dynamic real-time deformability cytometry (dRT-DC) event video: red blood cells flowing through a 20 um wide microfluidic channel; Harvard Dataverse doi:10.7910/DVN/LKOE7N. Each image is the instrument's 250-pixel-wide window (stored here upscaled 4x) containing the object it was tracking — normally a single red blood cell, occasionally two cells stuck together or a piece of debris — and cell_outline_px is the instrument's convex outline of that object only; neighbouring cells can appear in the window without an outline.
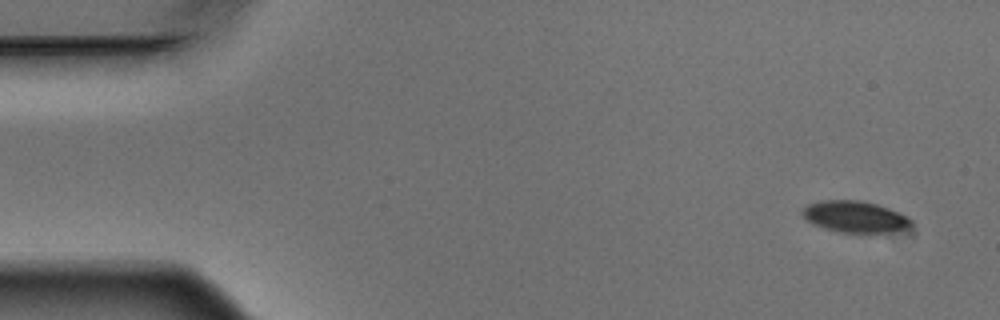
{"species": "Egyptian fruit bat (a non-hibernating species)", "species_latin": "Rousettus aegyptiacus", "temperature_condition": "warm", "stored_images_in_passage": 5, "camera_frame_rate_fps": 3000, "um_per_image_px": 0.085, "animal": {"sex": "male"}, "frame": {"image": 1, "passage_image": 1, "time_ms": 0.0, "image_size_px": [1000, 320], "cell_outline_px": [[916, 224], [908, 232], [840, 232], [824, 228], [812, 224], [800, 212], [808, 204], [820, 200], [860, 200], [876, 204], [900, 212], [908, 216]], "centroid_in_image_um": [72.78, 18.43], "position_along_channel_um": 12.2, "area_um2": 20.4}}
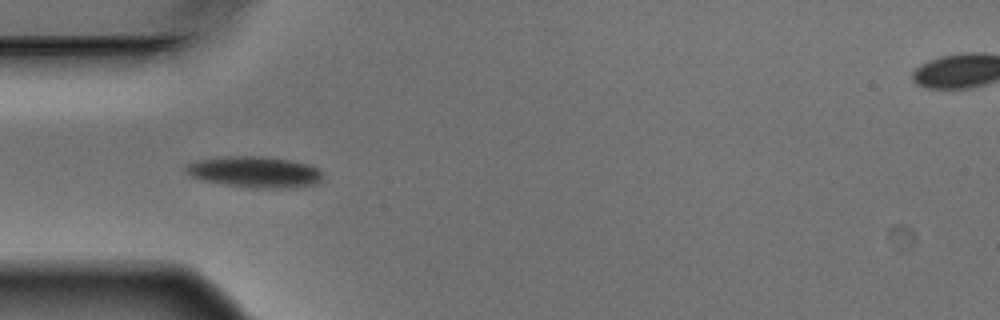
{"frame": {"image": 2, "passage_image": 4, "time_ms": 1.0, "image_size_px": [1000, 320], "cell_outline_px": [[324, 180], [316, 184], [296, 188], [252, 188], [224, 184], [200, 180], [192, 176], [184, 168], [188, 164], [196, 160], [228, 156], [260, 156], [292, 160], [308, 164], [324, 172]], "centroid_in_image_um": [21.73, 14.63], "position_along_channel_um": 63.3, "area_um2": 25.14}}
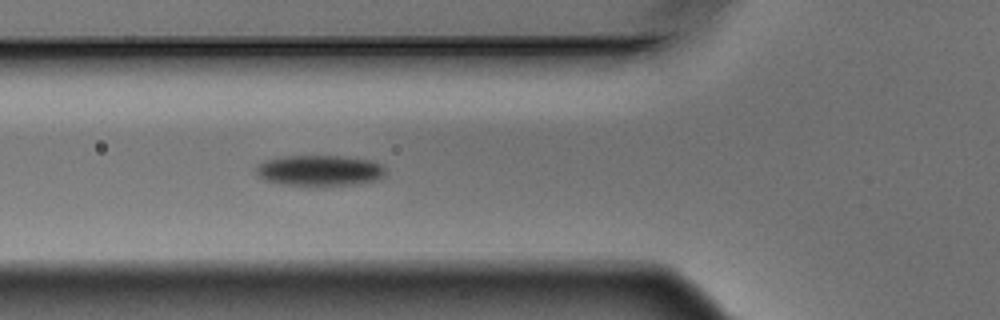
{"frame": {"image": 3, "passage_image": 5, "time_ms": 1.333, "image_size_px": [1000, 320], "cell_outline_px": [[388, 172], [384, 176], [376, 180], [356, 184], [316, 188], [312, 188], [284, 184], [264, 180], [256, 176], [256, 164], [264, 160], [284, 156], [340, 156], [372, 160], [380, 164]], "centroid_in_image_um": [27.14, 14.53], "position_along_channel_um": 98.7, "area_um2": 24.1}}